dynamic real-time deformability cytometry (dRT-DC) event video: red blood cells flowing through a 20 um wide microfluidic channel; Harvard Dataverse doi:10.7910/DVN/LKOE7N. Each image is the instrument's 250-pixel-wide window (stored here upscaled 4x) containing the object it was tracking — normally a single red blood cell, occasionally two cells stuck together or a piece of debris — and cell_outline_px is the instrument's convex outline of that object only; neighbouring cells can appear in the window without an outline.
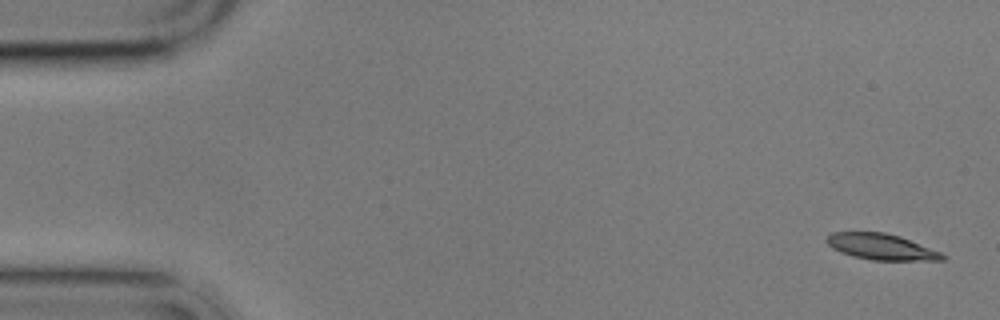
{"species": "common noctule bat (a hibernating species)", "species_latin": "Nyctalus noctula", "temperature_condition": "cold", "stored_images_in_passage": 4, "camera_frame_rate_fps": 3000, "um_per_image_px": 0.085, "animal": {"sex": "male", "body_mass_g": 17.9}, "frame": {"image": 1, "passage_image": 1, "time_ms": 0.0, "image_size_px": [1000, 320], "cell_outline_px": [[948, 256], [944, 260], [872, 260], [852, 256], [840, 252], [832, 248], [824, 240], [832, 232], [884, 232], [900, 236], [940, 252]], "centroid_in_image_um": [74.89, 20.97], "position_along_channel_um": 10.1, "area_um2": 17.51}}
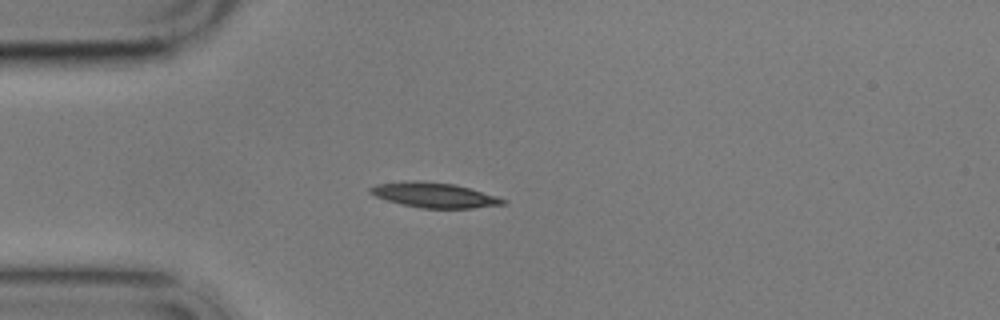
{"frame": {"image": 2, "passage_image": 4, "time_ms": 4.333, "image_size_px": [1000, 320], "cell_outline_px": [[508, 204], [472, 208], [420, 208], [400, 204], [376, 196], [368, 192], [368, 188], [376, 184], [412, 180], [416, 180], [452, 184], [468, 188], [496, 196], [508, 200]], "centroid_in_image_um": [36.9, 16.59], "position_along_channel_um": 48.1, "area_um2": 19.25}}